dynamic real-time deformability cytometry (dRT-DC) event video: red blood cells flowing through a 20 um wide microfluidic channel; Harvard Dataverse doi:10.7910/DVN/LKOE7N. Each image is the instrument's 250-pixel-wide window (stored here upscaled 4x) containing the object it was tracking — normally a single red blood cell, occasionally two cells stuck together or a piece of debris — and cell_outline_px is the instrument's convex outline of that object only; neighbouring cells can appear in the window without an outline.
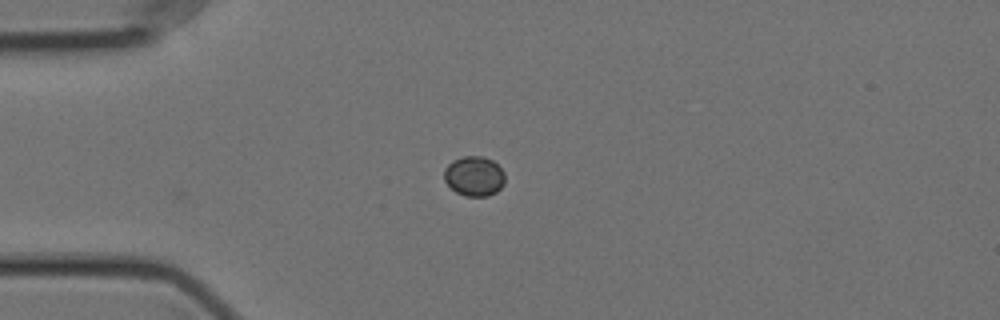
{"species": "Egyptian fruit bat (a non-hibernating species)", "species_latin": "Rousettus aegyptiacus", "temperature_condition": "cold", "stored_images_in_passage": 42, "camera_frame_rate_fps": 3000, "um_per_image_px": 0.085, "animal": {"sex": "female"}, "frame": {"image": 1, "passage_image": 2, "time_ms": 0.333, "image_size_px": [1000, 320], "cell_outline_px": [[504, 184], [496, 192], [488, 196], [464, 196], [456, 192], [444, 180], [444, 168], [452, 160], [464, 156], [484, 156], [492, 160], [504, 172]], "centroid_in_image_um": [40.3, 14.97], "position_along_channel_um": 44.7, "area_um2": 14.16}}
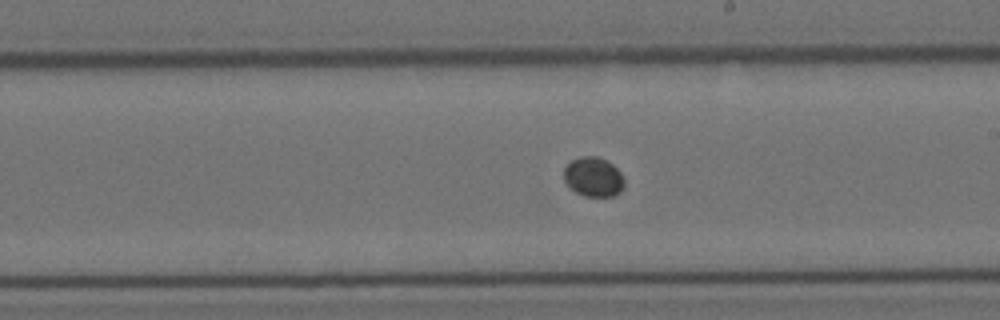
{"frame": {"image": 2, "passage_image": 20, "time_ms": 6.333, "image_size_px": [1000, 320], "cell_outline_px": [[624, 188], [620, 192], [612, 196], [584, 196], [568, 188], [564, 180], [564, 168], [572, 160], [580, 156], [596, 156], [612, 164], [620, 172], [624, 180]], "centroid_in_image_um": [50.42, 15.05], "position_along_channel_um": 238.6, "area_um2": 13.93}}
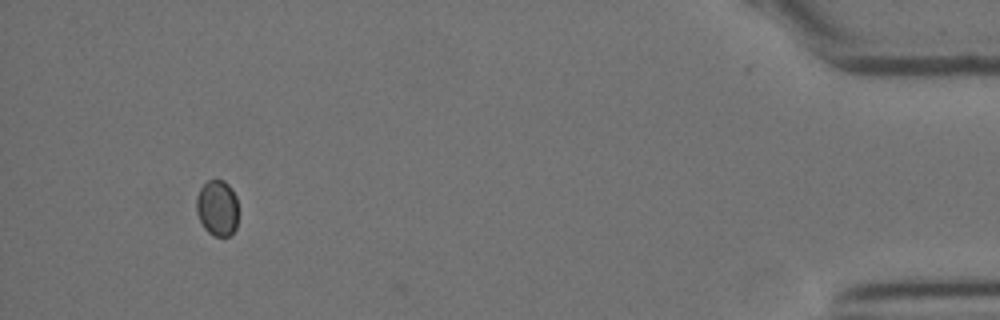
{"frame": {"image": 3, "passage_image": 41, "time_ms": 13.333, "image_size_px": [1000, 320], "cell_outline_px": [[236, 228], [228, 236], [216, 236], [208, 232], [204, 228], [196, 212], [196, 196], [200, 188], [208, 180], [224, 180], [232, 188], [236, 196]], "centroid_in_image_um": [18.45, 17.65], "position_along_channel_um": 416.8, "area_um2": 13.58}}